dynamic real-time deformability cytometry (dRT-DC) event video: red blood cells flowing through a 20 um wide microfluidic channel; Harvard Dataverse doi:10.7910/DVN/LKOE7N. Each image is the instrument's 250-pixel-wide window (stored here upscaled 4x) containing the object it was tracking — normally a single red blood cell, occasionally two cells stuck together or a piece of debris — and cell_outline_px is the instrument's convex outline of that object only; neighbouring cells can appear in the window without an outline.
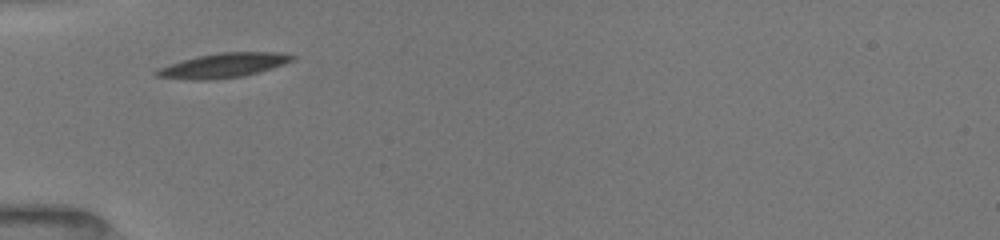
{"species": "common noctule bat (a hibernating species)", "species_latin": "Nyctalus noctula", "temperature_condition": "room temperature", "stored_images_in_passage": 4, "camera_frame_rate_fps": 3000, "um_per_image_px": 0.085, "animal": {"sex": "female", "body_mass_g": 19.5, "forearm_length_mm": 54.1}, "frame": {"image": 1, "passage_image": 1, "time_ms": 0.0, "image_size_px": [1000, 240], "cell_outline_px": [[296, 56], [292, 60], [284, 64], [272, 68], [244, 76], [212, 80], [196, 80], [156, 76], [152, 72], [156, 68], [196, 56], [220, 52], [280, 52]], "centroid_in_image_um": [18.96, 5.56], "position_along_channel_um": 66.0, "area_um2": 19.42}}